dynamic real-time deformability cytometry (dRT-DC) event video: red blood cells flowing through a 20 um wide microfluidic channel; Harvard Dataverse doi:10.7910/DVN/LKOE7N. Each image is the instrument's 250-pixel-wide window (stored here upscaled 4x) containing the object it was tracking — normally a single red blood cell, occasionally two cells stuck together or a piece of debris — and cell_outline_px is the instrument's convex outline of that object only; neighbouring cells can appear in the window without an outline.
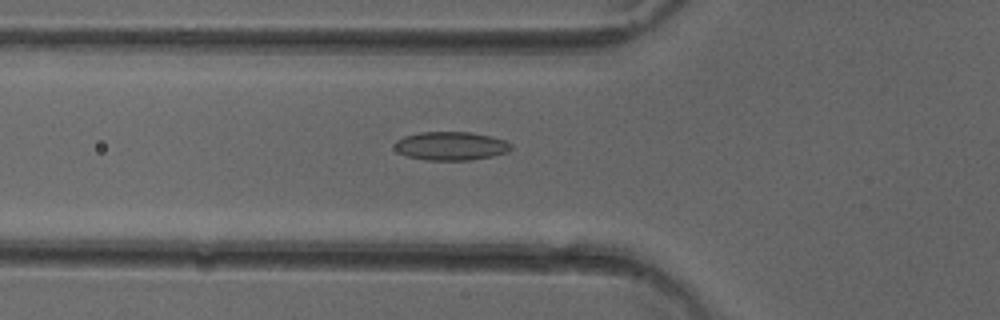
{"species": "common noctule bat (a hibernating species)", "species_latin": "Nyctalus noctula", "temperature_condition": "cold", "stored_images_in_passage": 51, "camera_frame_rate_fps": 3000, "um_per_image_px": 0.085, "animal": {"sex": "female"}, "frame": {"image": 1, "passage_image": 18, "time_ms": 5.667, "image_size_px": [1000, 320], "cell_outline_px": [[512, 148], [508, 152], [492, 156], [472, 160], [424, 160], [408, 156], [400, 152], [396, 148], [396, 140], [404, 136], [420, 132], [472, 132], [492, 136], [508, 140], [512, 144]], "centroid_in_image_um": [38.4, 12.4], "position_along_channel_um": 87.4, "area_um2": 19.48}}
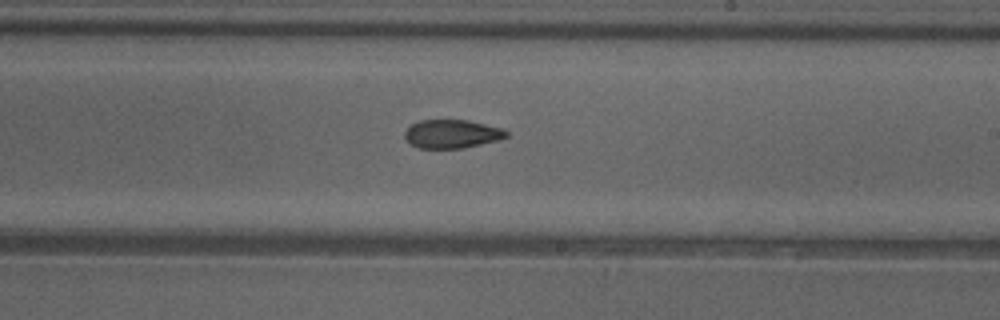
{"frame": {"image": 2, "passage_image": 30, "time_ms": 9.667, "image_size_px": [1000, 320], "cell_outline_px": [[508, 136], [500, 140], [464, 148], [420, 148], [412, 144], [404, 136], [404, 132], [412, 124], [420, 120], [468, 120], [500, 128], [508, 132]], "centroid_in_image_um": [38.43, 11.38], "position_along_channel_um": 250.6, "area_um2": 16.76}}
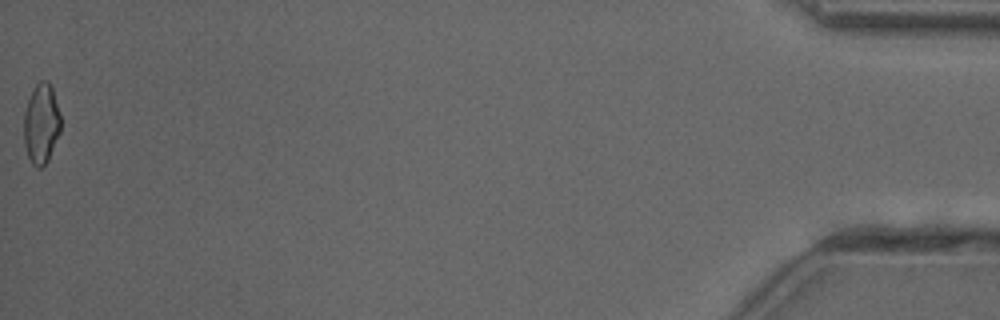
{"frame": {"image": 3, "passage_image": 51, "time_ms": 16.667, "image_size_px": [1000, 320], "cell_outline_px": [[60, 132], [48, 160], [40, 168], [36, 168], [32, 164], [28, 156], [24, 144], [24, 112], [32, 88], [40, 80], [48, 80], [52, 88], [60, 112]], "centroid_in_image_um": [3.5, 10.49], "position_along_channel_um": 431.7, "area_um2": 17.28}, "authors_computed_cell_mechanics": {"area_um2": 17.8024, "velocity_mm_per_s": 4.0531, "shape_relaxation_time_tau1_ms": null, "shape_relaxation_time_tau2_ms": 4.8033, "deformation_change_tau1": null, "deformation_change_tau2": 0.1332}}